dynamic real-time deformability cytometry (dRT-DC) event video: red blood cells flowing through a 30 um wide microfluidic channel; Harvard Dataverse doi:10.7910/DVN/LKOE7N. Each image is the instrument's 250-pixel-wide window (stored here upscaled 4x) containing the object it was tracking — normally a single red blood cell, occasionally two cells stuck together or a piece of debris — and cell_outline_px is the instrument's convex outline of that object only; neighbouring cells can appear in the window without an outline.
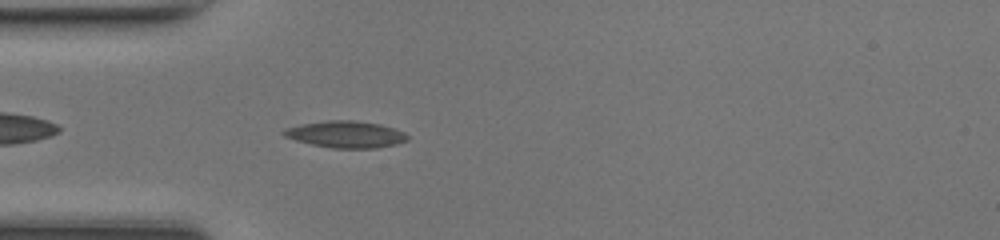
{"species": "common noctule bat (a hibernating species)", "species_latin": "Nyctalus noctula", "temperature_condition": "room temperature", "stored_images_in_passage": 36, "camera_frame_rate_fps": 3000, "um_per_image_px": 0.085, "animal": {"sex": "female", "body_mass_g": 17.0, "forearm_length_mm": 48.0}, "frame": {"image": 1, "passage_image": 3, "time_ms": 0.667, "image_size_px": [1000, 240], "cell_outline_px": [[408, 140], [396, 144], [376, 148], [332, 148], [312, 144], [296, 140], [284, 136], [280, 132], [284, 128], [300, 124], [328, 120], [352, 120], [380, 124], [404, 132], [408, 136]], "centroid_in_image_um": [29.36, 11.41], "position_along_channel_um": 55.6, "area_um2": 19.25}}
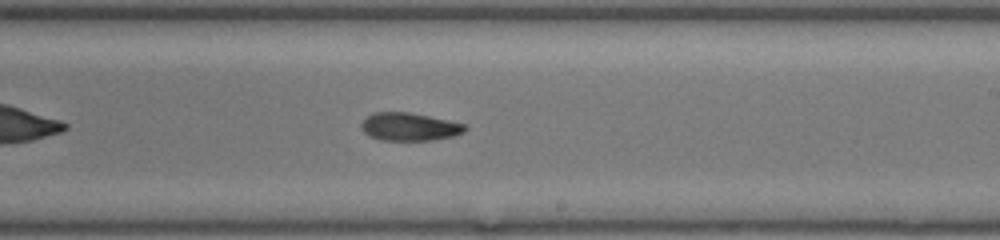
{"frame": {"image": 2, "passage_image": 17, "time_ms": 5.333, "image_size_px": [1000, 240], "cell_outline_px": [[468, 128], [464, 132], [452, 136], [432, 140], [380, 140], [368, 136], [364, 132], [360, 124], [368, 116], [376, 112], [408, 112], [468, 124]], "centroid_in_image_um": [34.82, 10.78], "position_along_channel_um": 254.2, "area_um2": 16.88}}
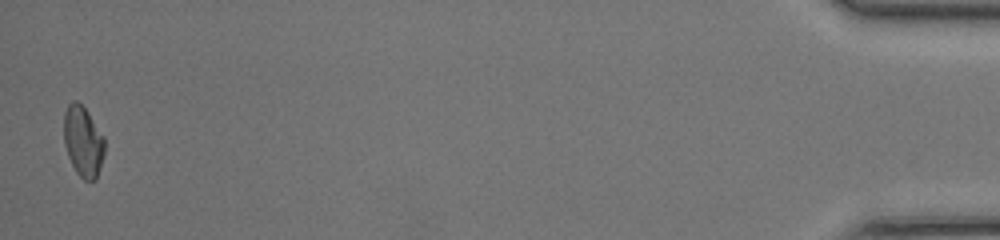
{"frame": {"image": 3, "passage_image": 36, "time_ms": 11.667, "image_size_px": [1000, 240], "cell_outline_px": [[104, 156], [96, 180], [84, 180], [76, 172], [68, 156], [64, 144], [64, 112], [68, 104], [72, 100], [76, 100], [88, 112], [104, 136]], "centroid_in_image_um": [7.06, 12.02], "position_along_channel_um": 428.1, "area_um2": 16.82}, "authors_computed_cell_mechanics": {"area_um2": 17.051, "velocity_mm_per_s": 4.3528, "shape_relaxation_time_tau1_ms": null, "shape_relaxation_time_tau2_ms": 5.1413, "deformation_change_tau1": null, "deformation_change_tau2": 0.1268}}